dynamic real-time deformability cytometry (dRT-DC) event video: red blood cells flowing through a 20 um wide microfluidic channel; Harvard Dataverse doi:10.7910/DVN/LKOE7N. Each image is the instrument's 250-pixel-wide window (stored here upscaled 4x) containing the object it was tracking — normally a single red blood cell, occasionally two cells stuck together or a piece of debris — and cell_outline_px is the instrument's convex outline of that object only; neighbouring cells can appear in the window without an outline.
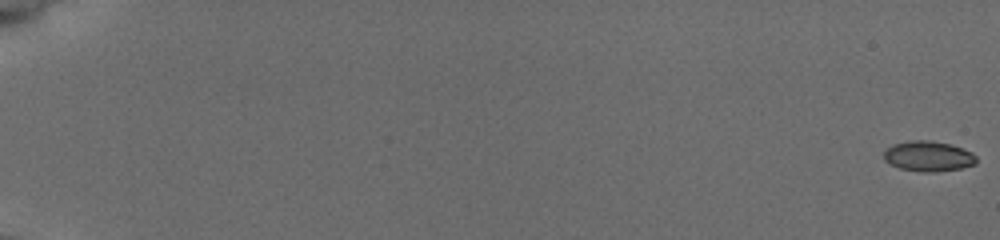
{"species": "common noctule bat (a hibernating species)", "species_latin": "Nyctalus noctula", "temperature_condition": "cold", "stored_images_in_passage": 58, "camera_frame_rate_fps": 3000, "um_per_image_px": 0.085, "animal": {"sex": "female", "body_mass_g": 19.5, "forearm_length_mm": 54.1}, "frame": {"image": 1, "passage_image": 1, "time_ms": 0.0, "image_size_px": [1000, 240], "cell_outline_px": [[976, 164], [960, 168], [932, 172], [920, 172], [900, 168], [884, 160], [884, 152], [892, 144], [916, 140], [928, 140], [948, 144], [972, 152], [976, 156]], "centroid_in_image_um": [78.9, 13.28], "position_along_channel_um": 6.1, "area_um2": 16.07}}
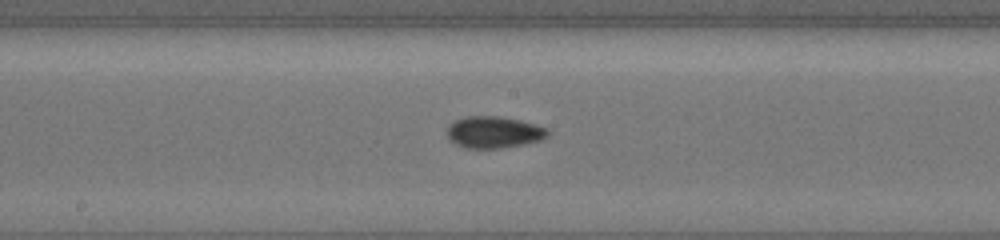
{"frame": {"image": 2, "passage_image": 34, "time_ms": 11.0, "image_size_px": [1000, 240], "cell_outline_px": [[548, 136], [540, 140], [524, 144], [500, 148], [464, 148], [448, 140], [448, 128], [456, 120], [468, 116], [496, 116], [520, 120], [548, 128]], "centroid_in_image_um": [41.98, 11.24], "position_along_channel_um": 206.2, "area_um2": 18.44}}
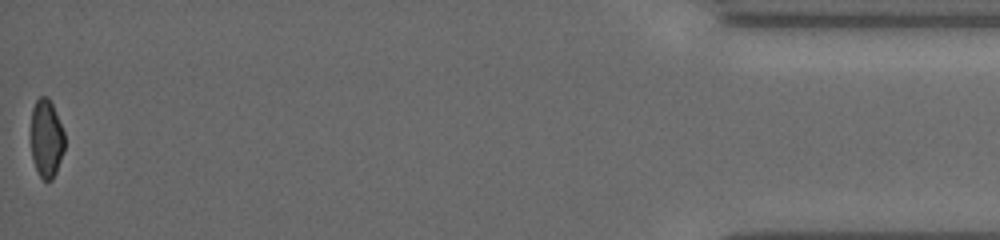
{"frame": {"image": 3, "passage_image": 58, "time_ms": 19.0, "image_size_px": [1000, 240], "cell_outline_px": [[64, 148], [56, 172], [52, 180], [44, 180], [40, 176], [32, 160], [32, 108], [36, 100], [40, 96], [48, 96], [52, 104], [64, 132]], "centroid_in_image_um": [3.94, 11.76], "position_along_channel_um": 431.3, "area_um2": 15.09}, "authors_computed_cell_mechanics": {"area_um2": 16.8198, "velocity_mm_per_s": 3.7881, "shape_relaxation_time_tau1_ms": 3.8613, "shape_relaxation_time_tau2_ms": 5.6178, "deformation_change_tau1": 0.0918, "deformation_change_tau2": 0.086}}